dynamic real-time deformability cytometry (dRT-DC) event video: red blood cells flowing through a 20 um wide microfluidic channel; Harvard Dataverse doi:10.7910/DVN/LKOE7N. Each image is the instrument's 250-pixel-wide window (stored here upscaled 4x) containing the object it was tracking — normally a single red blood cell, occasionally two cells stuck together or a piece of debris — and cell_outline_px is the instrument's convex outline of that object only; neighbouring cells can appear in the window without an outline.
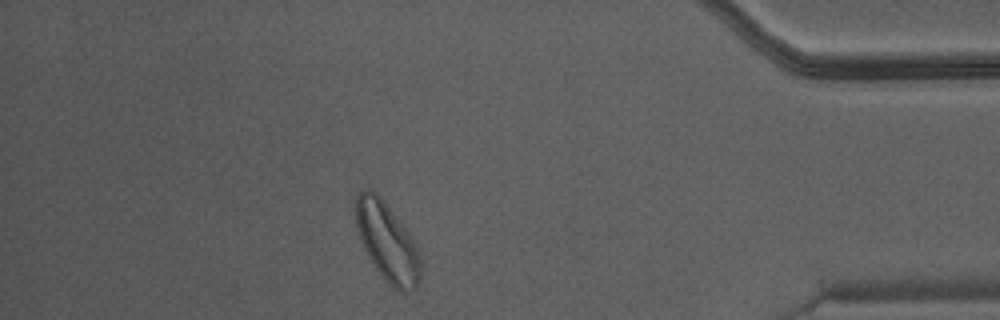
{"species": "Egyptian fruit bat (a non-hibernating species)", "species_latin": "Rousettus aegyptiacus", "temperature_condition": "warm", "stored_images_in_passage": 35, "camera_frame_rate_fps": 3000, "um_per_image_px": 0.085, "animal": {"sex": "male"}, "frame": {"image": 1, "passage_image": 30, "time_ms": 9.667, "image_size_px": [1000, 320], "cell_outline_px": [[420, 276], [416, 288], [408, 292], [400, 292], [372, 264], [364, 248], [356, 228], [356, 196], [364, 188], [376, 192], [380, 196], [416, 244], [420, 260]], "centroid_in_image_um": [32.9, 20.56], "position_along_channel_um": 402.3, "area_um2": 28.9}}